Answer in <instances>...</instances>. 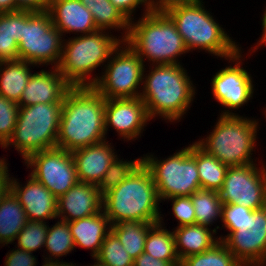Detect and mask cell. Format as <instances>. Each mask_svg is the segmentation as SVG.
<instances>
[{
    "mask_svg": "<svg viewBox=\"0 0 266 266\" xmlns=\"http://www.w3.org/2000/svg\"><path fill=\"white\" fill-rule=\"evenodd\" d=\"M106 137L105 98L93 86L71 87L63 99L56 147L72 152Z\"/></svg>",
    "mask_w": 266,
    "mask_h": 266,
    "instance_id": "obj_1",
    "label": "cell"
},
{
    "mask_svg": "<svg viewBox=\"0 0 266 266\" xmlns=\"http://www.w3.org/2000/svg\"><path fill=\"white\" fill-rule=\"evenodd\" d=\"M143 71L140 98L149 118L158 116L166 122H180L195 100L196 87L181 64L150 65ZM149 72V73H145Z\"/></svg>",
    "mask_w": 266,
    "mask_h": 266,
    "instance_id": "obj_2",
    "label": "cell"
},
{
    "mask_svg": "<svg viewBox=\"0 0 266 266\" xmlns=\"http://www.w3.org/2000/svg\"><path fill=\"white\" fill-rule=\"evenodd\" d=\"M160 203L153 176L142 162L124 181L103 195L102 211L111 225L119 221L158 223L164 217Z\"/></svg>",
    "mask_w": 266,
    "mask_h": 266,
    "instance_id": "obj_3",
    "label": "cell"
},
{
    "mask_svg": "<svg viewBox=\"0 0 266 266\" xmlns=\"http://www.w3.org/2000/svg\"><path fill=\"white\" fill-rule=\"evenodd\" d=\"M111 33L97 30L73 38L67 36L68 39L63 40L57 68L72 87L93 86L98 81L101 74L93 75L92 72L105 66L113 51L123 41Z\"/></svg>",
    "mask_w": 266,
    "mask_h": 266,
    "instance_id": "obj_4",
    "label": "cell"
},
{
    "mask_svg": "<svg viewBox=\"0 0 266 266\" xmlns=\"http://www.w3.org/2000/svg\"><path fill=\"white\" fill-rule=\"evenodd\" d=\"M137 20L130 22L125 41L139 55L144 65L146 61L150 65L182 64L178 58L190 52L175 23L166 13L143 12Z\"/></svg>",
    "mask_w": 266,
    "mask_h": 266,
    "instance_id": "obj_5",
    "label": "cell"
},
{
    "mask_svg": "<svg viewBox=\"0 0 266 266\" xmlns=\"http://www.w3.org/2000/svg\"><path fill=\"white\" fill-rule=\"evenodd\" d=\"M210 13L211 11L205 8L203 0L166 12L175 23L188 52L195 49L204 50L205 53L221 59L233 56L241 45L230 37L226 29Z\"/></svg>",
    "mask_w": 266,
    "mask_h": 266,
    "instance_id": "obj_6",
    "label": "cell"
},
{
    "mask_svg": "<svg viewBox=\"0 0 266 266\" xmlns=\"http://www.w3.org/2000/svg\"><path fill=\"white\" fill-rule=\"evenodd\" d=\"M214 129L206 136L195 141L203 150L221 163L241 166L257 162L252 158L255 152L259 119L244 115H218ZM259 129V130H258ZM255 148V149H254Z\"/></svg>",
    "mask_w": 266,
    "mask_h": 266,
    "instance_id": "obj_7",
    "label": "cell"
},
{
    "mask_svg": "<svg viewBox=\"0 0 266 266\" xmlns=\"http://www.w3.org/2000/svg\"><path fill=\"white\" fill-rule=\"evenodd\" d=\"M63 103L19 107L14 132L3 149L13 146L25 161L30 155L56 147Z\"/></svg>",
    "mask_w": 266,
    "mask_h": 266,
    "instance_id": "obj_8",
    "label": "cell"
},
{
    "mask_svg": "<svg viewBox=\"0 0 266 266\" xmlns=\"http://www.w3.org/2000/svg\"><path fill=\"white\" fill-rule=\"evenodd\" d=\"M142 162L153 176L161 202L172 197L191 196L201 189L196 165V142L164 159L152 153L143 154Z\"/></svg>",
    "mask_w": 266,
    "mask_h": 266,
    "instance_id": "obj_9",
    "label": "cell"
},
{
    "mask_svg": "<svg viewBox=\"0 0 266 266\" xmlns=\"http://www.w3.org/2000/svg\"><path fill=\"white\" fill-rule=\"evenodd\" d=\"M63 40L48 11H23V31L18 42L20 60L34 64L36 68L50 64L57 67L62 55Z\"/></svg>",
    "mask_w": 266,
    "mask_h": 266,
    "instance_id": "obj_10",
    "label": "cell"
},
{
    "mask_svg": "<svg viewBox=\"0 0 266 266\" xmlns=\"http://www.w3.org/2000/svg\"><path fill=\"white\" fill-rule=\"evenodd\" d=\"M144 63L139 55L122 41L102 68L93 87L105 98H138L142 89Z\"/></svg>",
    "mask_w": 266,
    "mask_h": 266,
    "instance_id": "obj_11",
    "label": "cell"
},
{
    "mask_svg": "<svg viewBox=\"0 0 266 266\" xmlns=\"http://www.w3.org/2000/svg\"><path fill=\"white\" fill-rule=\"evenodd\" d=\"M228 232L220 235L229 251L244 266H262L266 262V206L253 210L241 224H221Z\"/></svg>",
    "mask_w": 266,
    "mask_h": 266,
    "instance_id": "obj_12",
    "label": "cell"
},
{
    "mask_svg": "<svg viewBox=\"0 0 266 266\" xmlns=\"http://www.w3.org/2000/svg\"><path fill=\"white\" fill-rule=\"evenodd\" d=\"M242 51L243 49L240 48L233 56L226 58L225 61L228 60L230 66L221 68L211 79L212 96L223 107L219 115H239L235 110L242 108L245 104L247 106L253 99L254 80L246 67L243 68L242 61L245 58Z\"/></svg>",
    "mask_w": 266,
    "mask_h": 266,
    "instance_id": "obj_13",
    "label": "cell"
},
{
    "mask_svg": "<svg viewBox=\"0 0 266 266\" xmlns=\"http://www.w3.org/2000/svg\"><path fill=\"white\" fill-rule=\"evenodd\" d=\"M263 162V163H262ZM230 166L219 191L223 204H237L251 210L266 206V163ZM262 164V165H261ZM260 166V167H259Z\"/></svg>",
    "mask_w": 266,
    "mask_h": 266,
    "instance_id": "obj_14",
    "label": "cell"
},
{
    "mask_svg": "<svg viewBox=\"0 0 266 266\" xmlns=\"http://www.w3.org/2000/svg\"><path fill=\"white\" fill-rule=\"evenodd\" d=\"M24 164L57 199L79 182L72 152L58 147L34 153Z\"/></svg>",
    "mask_w": 266,
    "mask_h": 266,
    "instance_id": "obj_15",
    "label": "cell"
},
{
    "mask_svg": "<svg viewBox=\"0 0 266 266\" xmlns=\"http://www.w3.org/2000/svg\"><path fill=\"white\" fill-rule=\"evenodd\" d=\"M150 120L146 105L140 97L105 99L106 135L109 128L113 127L119 139L134 141L142 137Z\"/></svg>",
    "mask_w": 266,
    "mask_h": 266,
    "instance_id": "obj_16",
    "label": "cell"
},
{
    "mask_svg": "<svg viewBox=\"0 0 266 266\" xmlns=\"http://www.w3.org/2000/svg\"><path fill=\"white\" fill-rule=\"evenodd\" d=\"M10 174V190L18 198L27 220L46 222L57 220V198L32 175L25 185Z\"/></svg>",
    "mask_w": 266,
    "mask_h": 266,
    "instance_id": "obj_17",
    "label": "cell"
},
{
    "mask_svg": "<svg viewBox=\"0 0 266 266\" xmlns=\"http://www.w3.org/2000/svg\"><path fill=\"white\" fill-rule=\"evenodd\" d=\"M98 185L78 182L57 199V219L72 222L102 212Z\"/></svg>",
    "mask_w": 266,
    "mask_h": 266,
    "instance_id": "obj_18",
    "label": "cell"
},
{
    "mask_svg": "<svg viewBox=\"0 0 266 266\" xmlns=\"http://www.w3.org/2000/svg\"><path fill=\"white\" fill-rule=\"evenodd\" d=\"M41 69L32 73L22 96L17 103L26 107L44 103H63L66 92L72 87L59 72L57 67Z\"/></svg>",
    "mask_w": 266,
    "mask_h": 266,
    "instance_id": "obj_19",
    "label": "cell"
},
{
    "mask_svg": "<svg viewBox=\"0 0 266 266\" xmlns=\"http://www.w3.org/2000/svg\"><path fill=\"white\" fill-rule=\"evenodd\" d=\"M108 140L72 151L79 182L99 185L105 172L118 157Z\"/></svg>",
    "mask_w": 266,
    "mask_h": 266,
    "instance_id": "obj_20",
    "label": "cell"
},
{
    "mask_svg": "<svg viewBox=\"0 0 266 266\" xmlns=\"http://www.w3.org/2000/svg\"><path fill=\"white\" fill-rule=\"evenodd\" d=\"M48 12L63 38L70 33L78 36L99 30L91 12L80 0H50Z\"/></svg>",
    "mask_w": 266,
    "mask_h": 266,
    "instance_id": "obj_21",
    "label": "cell"
},
{
    "mask_svg": "<svg viewBox=\"0 0 266 266\" xmlns=\"http://www.w3.org/2000/svg\"><path fill=\"white\" fill-rule=\"evenodd\" d=\"M75 248L78 246L91 251L92 259L98 254L111 224L104 212L69 222Z\"/></svg>",
    "mask_w": 266,
    "mask_h": 266,
    "instance_id": "obj_22",
    "label": "cell"
},
{
    "mask_svg": "<svg viewBox=\"0 0 266 266\" xmlns=\"http://www.w3.org/2000/svg\"><path fill=\"white\" fill-rule=\"evenodd\" d=\"M219 226L211 229L199 224L175 227L172 230L175 248L179 259L203 253L213 247L219 240L217 235Z\"/></svg>",
    "mask_w": 266,
    "mask_h": 266,
    "instance_id": "obj_23",
    "label": "cell"
},
{
    "mask_svg": "<svg viewBox=\"0 0 266 266\" xmlns=\"http://www.w3.org/2000/svg\"><path fill=\"white\" fill-rule=\"evenodd\" d=\"M36 65L24 60L0 61V95L19 102Z\"/></svg>",
    "mask_w": 266,
    "mask_h": 266,
    "instance_id": "obj_24",
    "label": "cell"
},
{
    "mask_svg": "<svg viewBox=\"0 0 266 266\" xmlns=\"http://www.w3.org/2000/svg\"><path fill=\"white\" fill-rule=\"evenodd\" d=\"M54 225L48 226V231L46 235V240L44 244V252L46 255L43 256L44 265H73L74 262H66L61 260L67 256V254L74 251L75 245L71 230L69 227V222L59 220L55 221ZM46 256V257H45ZM61 260V261H60Z\"/></svg>",
    "mask_w": 266,
    "mask_h": 266,
    "instance_id": "obj_25",
    "label": "cell"
},
{
    "mask_svg": "<svg viewBox=\"0 0 266 266\" xmlns=\"http://www.w3.org/2000/svg\"><path fill=\"white\" fill-rule=\"evenodd\" d=\"M26 213L18 198L9 190L0 202V245L1 248L14 244L19 232L27 223Z\"/></svg>",
    "mask_w": 266,
    "mask_h": 266,
    "instance_id": "obj_26",
    "label": "cell"
},
{
    "mask_svg": "<svg viewBox=\"0 0 266 266\" xmlns=\"http://www.w3.org/2000/svg\"><path fill=\"white\" fill-rule=\"evenodd\" d=\"M81 3L89 9L94 22L99 30L121 31L119 35L123 41L129 34L130 22L124 15L112 4L110 0H80Z\"/></svg>",
    "mask_w": 266,
    "mask_h": 266,
    "instance_id": "obj_27",
    "label": "cell"
},
{
    "mask_svg": "<svg viewBox=\"0 0 266 266\" xmlns=\"http://www.w3.org/2000/svg\"><path fill=\"white\" fill-rule=\"evenodd\" d=\"M23 31V11L0 13V61L20 60L18 42Z\"/></svg>",
    "mask_w": 266,
    "mask_h": 266,
    "instance_id": "obj_28",
    "label": "cell"
},
{
    "mask_svg": "<svg viewBox=\"0 0 266 266\" xmlns=\"http://www.w3.org/2000/svg\"><path fill=\"white\" fill-rule=\"evenodd\" d=\"M164 219L155 223L149 230L144 252L162 261H180L176 248L173 230L166 229Z\"/></svg>",
    "mask_w": 266,
    "mask_h": 266,
    "instance_id": "obj_29",
    "label": "cell"
},
{
    "mask_svg": "<svg viewBox=\"0 0 266 266\" xmlns=\"http://www.w3.org/2000/svg\"><path fill=\"white\" fill-rule=\"evenodd\" d=\"M155 223L139 221H119L111 225V231L117 236L128 254L136 259L144 252L148 230Z\"/></svg>",
    "mask_w": 266,
    "mask_h": 266,
    "instance_id": "obj_30",
    "label": "cell"
},
{
    "mask_svg": "<svg viewBox=\"0 0 266 266\" xmlns=\"http://www.w3.org/2000/svg\"><path fill=\"white\" fill-rule=\"evenodd\" d=\"M196 165L200 177V188L219 192L223 187L229 166L208 154L197 143Z\"/></svg>",
    "mask_w": 266,
    "mask_h": 266,
    "instance_id": "obj_31",
    "label": "cell"
},
{
    "mask_svg": "<svg viewBox=\"0 0 266 266\" xmlns=\"http://www.w3.org/2000/svg\"><path fill=\"white\" fill-rule=\"evenodd\" d=\"M190 197L194 206L195 224L210 227L219 218L221 220L223 203L219 192L200 189Z\"/></svg>",
    "mask_w": 266,
    "mask_h": 266,
    "instance_id": "obj_32",
    "label": "cell"
},
{
    "mask_svg": "<svg viewBox=\"0 0 266 266\" xmlns=\"http://www.w3.org/2000/svg\"><path fill=\"white\" fill-rule=\"evenodd\" d=\"M180 266H244L226 247L218 241L203 253L191 255L180 260Z\"/></svg>",
    "mask_w": 266,
    "mask_h": 266,
    "instance_id": "obj_33",
    "label": "cell"
},
{
    "mask_svg": "<svg viewBox=\"0 0 266 266\" xmlns=\"http://www.w3.org/2000/svg\"><path fill=\"white\" fill-rule=\"evenodd\" d=\"M94 259L106 266H133L134 262L112 231L107 234Z\"/></svg>",
    "mask_w": 266,
    "mask_h": 266,
    "instance_id": "obj_34",
    "label": "cell"
},
{
    "mask_svg": "<svg viewBox=\"0 0 266 266\" xmlns=\"http://www.w3.org/2000/svg\"><path fill=\"white\" fill-rule=\"evenodd\" d=\"M118 156L105 172L103 180L98 185L102 195L118 186L124 181L141 163L142 156L128 161Z\"/></svg>",
    "mask_w": 266,
    "mask_h": 266,
    "instance_id": "obj_35",
    "label": "cell"
},
{
    "mask_svg": "<svg viewBox=\"0 0 266 266\" xmlns=\"http://www.w3.org/2000/svg\"><path fill=\"white\" fill-rule=\"evenodd\" d=\"M47 223L48 221L37 222L28 220L15 239L17 240L15 247L32 253L39 249L41 250V248L44 249L49 226Z\"/></svg>",
    "mask_w": 266,
    "mask_h": 266,
    "instance_id": "obj_36",
    "label": "cell"
},
{
    "mask_svg": "<svg viewBox=\"0 0 266 266\" xmlns=\"http://www.w3.org/2000/svg\"><path fill=\"white\" fill-rule=\"evenodd\" d=\"M19 105L0 95V146H3L12 136L18 118Z\"/></svg>",
    "mask_w": 266,
    "mask_h": 266,
    "instance_id": "obj_37",
    "label": "cell"
},
{
    "mask_svg": "<svg viewBox=\"0 0 266 266\" xmlns=\"http://www.w3.org/2000/svg\"><path fill=\"white\" fill-rule=\"evenodd\" d=\"M171 201L172 214L177 220V227L195 224V212L193 202L190 196H180L165 199Z\"/></svg>",
    "mask_w": 266,
    "mask_h": 266,
    "instance_id": "obj_38",
    "label": "cell"
},
{
    "mask_svg": "<svg viewBox=\"0 0 266 266\" xmlns=\"http://www.w3.org/2000/svg\"><path fill=\"white\" fill-rule=\"evenodd\" d=\"M253 210L237 204H223L222 224H241Z\"/></svg>",
    "mask_w": 266,
    "mask_h": 266,
    "instance_id": "obj_39",
    "label": "cell"
},
{
    "mask_svg": "<svg viewBox=\"0 0 266 266\" xmlns=\"http://www.w3.org/2000/svg\"><path fill=\"white\" fill-rule=\"evenodd\" d=\"M4 266H36L37 258L32 252L25 251L16 247L9 250L4 260Z\"/></svg>",
    "mask_w": 266,
    "mask_h": 266,
    "instance_id": "obj_40",
    "label": "cell"
},
{
    "mask_svg": "<svg viewBox=\"0 0 266 266\" xmlns=\"http://www.w3.org/2000/svg\"><path fill=\"white\" fill-rule=\"evenodd\" d=\"M112 4L124 15V17L131 22L135 20L133 17L136 13V8L143 7L144 13L149 10L139 0H110ZM140 5V6H139Z\"/></svg>",
    "mask_w": 266,
    "mask_h": 266,
    "instance_id": "obj_41",
    "label": "cell"
},
{
    "mask_svg": "<svg viewBox=\"0 0 266 266\" xmlns=\"http://www.w3.org/2000/svg\"><path fill=\"white\" fill-rule=\"evenodd\" d=\"M50 0H16V11L39 13L48 11Z\"/></svg>",
    "mask_w": 266,
    "mask_h": 266,
    "instance_id": "obj_42",
    "label": "cell"
},
{
    "mask_svg": "<svg viewBox=\"0 0 266 266\" xmlns=\"http://www.w3.org/2000/svg\"><path fill=\"white\" fill-rule=\"evenodd\" d=\"M133 266H180V261H162L143 252L134 259Z\"/></svg>",
    "mask_w": 266,
    "mask_h": 266,
    "instance_id": "obj_43",
    "label": "cell"
},
{
    "mask_svg": "<svg viewBox=\"0 0 266 266\" xmlns=\"http://www.w3.org/2000/svg\"><path fill=\"white\" fill-rule=\"evenodd\" d=\"M198 0H153V12L166 13L172 8L188 5Z\"/></svg>",
    "mask_w": 266,
    "mask_h": 266,
    "instance_id": "obj_44",
    "label": "cell"
},
{
    "mask_svg": "<svg viewBox=\"0 0 266 266\" xmlns=\"http://www.w3.org/2000/svg\"><path fill=\"white\" fill-rule=\"evenodd\" d=\"M261 23H262V27H261V29H262L261 33L262 34H261V37H259L257 44H254L253 45L254 47L251 46L250 47L251 50L250 49L248 50L250 53V56H253L251 54L256 53V51L258 52L257 49L262 48V46H263V48L266 46L265 45L266 44V7H265L263 14H262Z\"/></svg>",
    "mask_w": 266,
    "mask_h": 266,
    "instance_id": "obj_45",
    "label": "cell"
},
{
    "mask_svg": "<svg viewBox=\"0 0 266 266\" xmlns=\"http://www.w3.org/2000/svg\"><path fill=\"white\" fill-rule=\"evenodd\" d=\"M10 170H8V173L6 175L0 176V202L2 198L7 194V192L10 190Z\"/></svg>",
    "mask_w": 266,
    "mask_h": 266,
    "instance_id": "obj_46",
    "label": "cell"
},
{
    "mask_svg": "<svg viewBox=\"0 0 266 266\" xmlns=\"http://www.w3.org/2000/svg\"><path fill=\"white\" fill-rule=\"evenodd\" d=\"M16 11V0H0V13Z\"/></svg>",
    "mask_w": 266,
    "mask_h": 266,
    "instance_id": "obj_47",
    "label": "cell"
},
{
    "mask_svg": "<svg viewBox=\"0 0 266 266\" xmlns=\"http://www.w3.org/2000/svg\"><path fill=\"white\" fill-rule=\"evenodd\" d=\"M7 159L5 157L0 158V175H6L8 173Z\"/></svg>",
    "mask_w": 266,
    "mask_h": 266,
    "instance_id": "obj_48",
    "label": "cell"
},
{
    "mask_svg": "<svg viewBox=\"0 0 266 266\" xmlns=\"http://www.w3.org/2000/svg\"><path fill=\"white\" fill-rule=\"evenodd\" d=\"M149 11H153V0H139Z\"/></svg>",
    "mask_w": 266,
    "mask_h": 266,
    "instance_id": "obj_49",
    "label": "cell"
},
{
    "mask_svg": "<svg viewBox=\"0 0 266 266\" xmlns=\"http://www.w3.org/2000/svg\"><path fill=\"white\" fill-rule=\"evenodd\" d=\"M80 264H78L79 266ZM81 266V265H80ZM84 266V265H83ZM85 266H106L102 263H100L99 261H97L96 259H94V264H90V265H85Z\"/></svg>",
    "mask_w": 266,
    "mask_h": 266,
    "instance_id": "obj_50",
    "label": "cell"
},
{
    "mask_svg": "<svg viewBox=\"0 0 266 266\" xmlns=\"http://www.w3.org/2000/svg\"><path fill=\"white\" fill-rule=\"evenodd\" d=\"M42 266H78V264L76 265V263H74L73 265H44L43 263L41 264Z\"/></svg>",
    "mask_w": 266,
    "mask_h": 266,
    "instance_id": "obj_51",
    "label": "cell"
},
{
    "mask_svg": "<svg viewBox=\"0 0 266 266\" xmlns=\"http://www.w3.org/2000/svg\"><path fill=\"white\" fill-rule=\"evenodd\" d=\"M263 111H264V115H265V118H266V107L265 108H263Z\"/></svg>",
    "mask_w": 266,
    "mask_h": 266,
    "instance_id": "obj_52",
    "label": "cell"
}]
</instances>
